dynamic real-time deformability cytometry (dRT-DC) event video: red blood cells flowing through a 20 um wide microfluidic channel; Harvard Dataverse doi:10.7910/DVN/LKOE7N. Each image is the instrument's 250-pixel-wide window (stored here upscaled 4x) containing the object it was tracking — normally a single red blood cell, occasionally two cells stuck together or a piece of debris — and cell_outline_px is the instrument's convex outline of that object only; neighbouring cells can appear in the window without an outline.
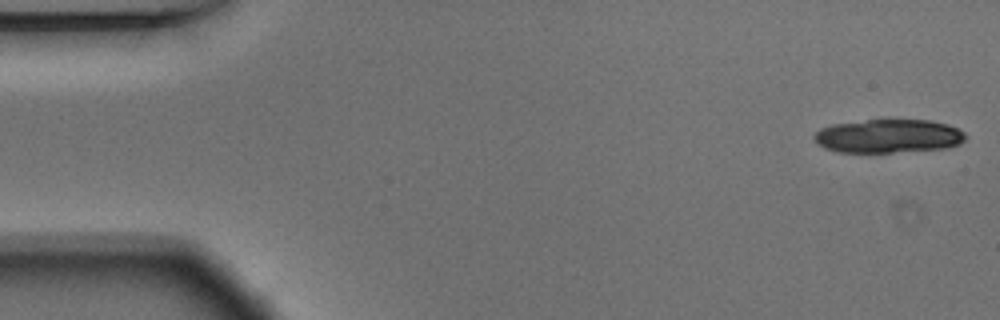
{"species": "Egyptian fruit bat (a non-hibernating species)", "species_latin": "Rousettus aegyptiacus", "temperature_condition": "warm", "stored_images_in_passage": 17, "camera_frame_rate_fps": 3000, "um_per_image_px": 0.085, "animal": {"sex": "male"}, "frame": {"image": 1, "passage_image": 1, "time_ms": 0.0, "image_size_px": [1000, 320], "cell_outline_px": [[968, 136], [960, 144], [948, 148], [892, 152], [840, 152], [824, 148], [816, 144], [812, 136], [820, 128], [832, 124], [888, 116], [928, 120], [948, 124], [964, 132]], "centroid_in_image_um": [75.5, 11.52], "position_along_channel_um": 9.5, "area_um2": 30.87}}